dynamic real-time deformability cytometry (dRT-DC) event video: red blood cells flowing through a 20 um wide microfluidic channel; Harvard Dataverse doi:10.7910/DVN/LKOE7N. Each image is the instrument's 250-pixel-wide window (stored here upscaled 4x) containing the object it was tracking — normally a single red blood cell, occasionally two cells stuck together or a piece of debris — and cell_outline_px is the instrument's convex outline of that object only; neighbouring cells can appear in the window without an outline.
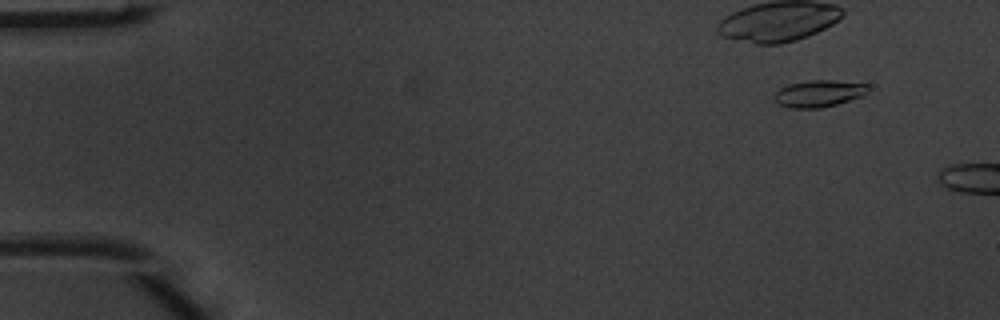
{"species": "common noctule bat (a hibernating species)", "species_latin": "Nyctalus noctula", "temperature_condition": "warm", "stored_images_in_passage": 3, "camera_frame_rate_fps": 3000, "um_per_image_px": 0.085, "animal": {"sex": "male", "body_mass_g": 20.1, "forearm_length_mm": 53.5}, "frame": {"image": 1, "passage_image": 1, "time_ms": 0.0, "image_size_px": [1000, 320], "cell_outline_px": [[868, 92], [864, 96], [836, 104], [820, 108], [792, 108], [780, 104], [776, 100], [776, 92], [780, 88], [788, 84], [808, 80], [832, 80], [868, 84]], "centroid_in_image_um": [69.65, 7.94], "position_along_channel_um": 15.4, "area_um2": 14.57}}